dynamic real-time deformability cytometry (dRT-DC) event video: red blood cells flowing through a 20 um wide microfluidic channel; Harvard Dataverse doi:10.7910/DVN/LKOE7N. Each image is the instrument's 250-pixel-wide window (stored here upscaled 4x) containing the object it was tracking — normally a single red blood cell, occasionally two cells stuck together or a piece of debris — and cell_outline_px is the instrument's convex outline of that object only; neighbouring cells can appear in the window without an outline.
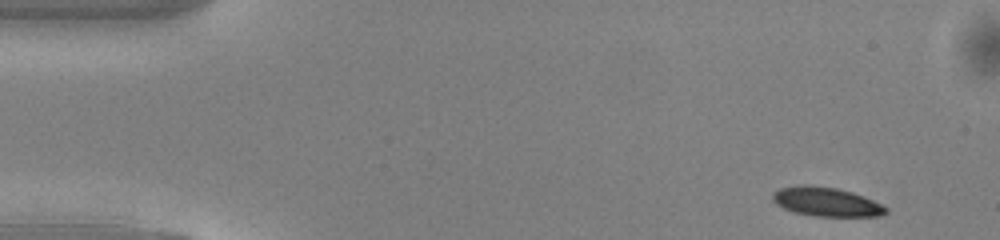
{"species": "common noctule bat (a hibernating species)", "species_latin": "Nyctalus noctula", "temperature_condition": "warm", "stored_images_in_passage": 47, "camera_frame_rate_fps": 3000, "um_per_image_px": 0.085, "animal": {"sex": "male", "body_mass_g": 13.0, "forearm_length_mm": 53.1}, "frame": {"image": 1, "passage_image": 1, "time_ms": 0.0, "image_size_px": [1000, 240], "cell_outline_px": [[888, 212], [880, 216], [816, 216], [796, 212], [784, 208], [776, 204], [772, 200], [772, 196], [780, 188], [804, 184], [808, 184], [836, 188], [852, 192], [872, 200], [888, 208]], "centroid_in_image_um": [70.24, 17.15], "position_along_channel_um": 14.8, "area_um2": 18.96}}
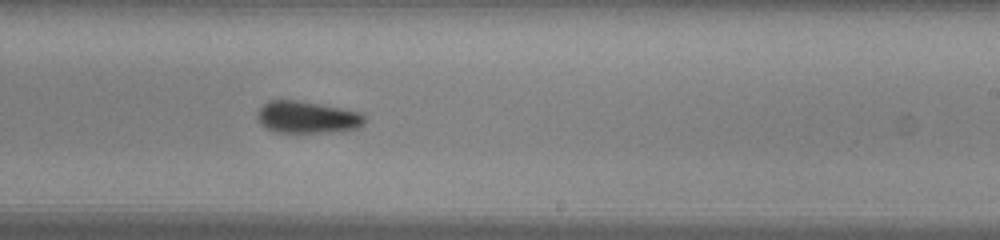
{"frame": {"image": 2, "passage_image": 27, "time_ms": 8.667, "image_size_px": [1000, 240], "cell_outline_px": [[364, 124], [360, 128], [340, 132], [272, 132], [260, 124], [256, 116], [260, 108], [268, 100], [296, 100], [320, 104], [360, 112], [364, 116]], "centroid_in_image_um": [26.11, 9.98], "position_along_channel_um": 262.9, "area_um2": 20.17}}
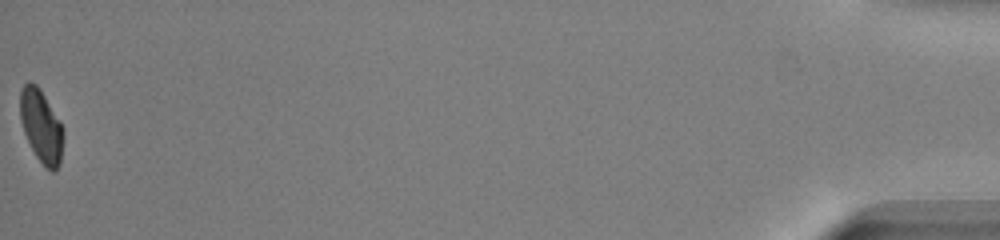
{"frame": {"image": 3, "passage_image": 47, "time_ms": 15.333, "image_size_px": [1000, 240], "cell_outline_px": [[64, 136], [60, 164], [52, 172], [36, 156], [24, 132], [20, 120], [20, 88], [28, 80], [36, 84], [40, 88], [64, 128]], "centroid_in_image_um": [3.5, 10.67], "position_along_channel_um": 431.7, "area_um2": 18.32}, "authors_computed_cell_mechanics": {"area_um2": 19.9988, "velocity_mm_per_s": 4.1225, "shape_relaxation_time_tau1_ms": 3.1522, "shape_relaxation_time_tau2_ms": null, "deformation_change_tau1": 0.1434, "deformation_change_tau2": null}}